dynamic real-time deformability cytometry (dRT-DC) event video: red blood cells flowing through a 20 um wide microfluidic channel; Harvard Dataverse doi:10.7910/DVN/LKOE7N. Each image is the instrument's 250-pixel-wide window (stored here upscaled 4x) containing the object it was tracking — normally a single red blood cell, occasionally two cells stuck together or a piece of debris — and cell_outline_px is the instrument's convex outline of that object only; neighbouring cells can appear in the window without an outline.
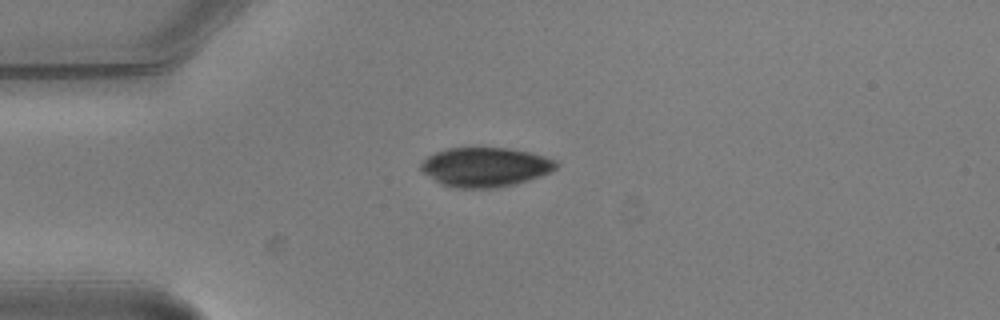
{"species": "common noctule bat (a hibernating species)", "species_latin": "Nyctalus noctula", "temperature_condition": "warm", "stored_images_in_passage": 6, "segment_of_instrument_passage": [2, 2], "camera_frame_rate_fps": 3000, "um_per_image_px": 0.085, "animal": {"sex": "male", "body_mass_g": 20.5, "forearm_length_mm": 52.5}, "frame": {"image": 1, "passage_image": 6, "time_ms": 1.667, "image_size_px": [1000, 320], "cell_outline_px": [[560, 164], [552, 172], [540, 176], [512, 184], [496, 188], [456, 188], [440, 184], [424, 172], [420, 168], [420, 164], [428, 156], [436, 152], [448, 148], [508, 148], [528, 152], [544, 156], [556, 160]], "centroid_in_image_um": [41.26, 14.2], "position_along_channel_um": 43.7, "area_um2": 30.87}}